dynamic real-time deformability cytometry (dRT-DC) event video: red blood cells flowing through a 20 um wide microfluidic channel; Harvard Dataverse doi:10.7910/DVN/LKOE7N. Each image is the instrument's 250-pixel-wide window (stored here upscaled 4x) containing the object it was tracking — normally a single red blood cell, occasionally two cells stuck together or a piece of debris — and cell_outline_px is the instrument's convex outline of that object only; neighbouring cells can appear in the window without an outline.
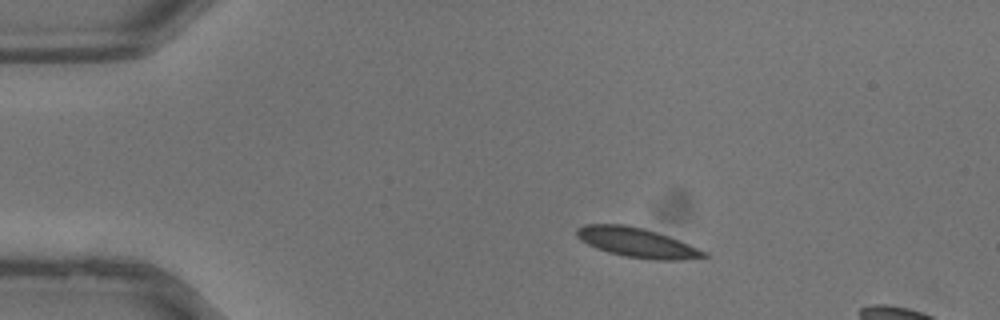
{"species": "common noctule bat (a hibernating species)", "species_latin": "Nyctalus noctula", "temperature_condition": "warm", "stored_images_in_passage": 6, "camera_frame_rate_fps": 3000, "um_per_image_px": 0.085, "animal": {"sex": "male", "body_mass_g": 13.3}, "frame": {"image": 1, "passage_image": 1, "time_ms": 0.0, "image_size_px": [1000, 320], "cell_outline_px": [[708, 256], [684, 260], [652, 260], [624, 256], [608, 252], [596, 248], [580, 240], [576, 236], [576, 228], [584, 224], [624, 224], [644, 228], [680, 240], [708, 252]], "centroid_in_image_um": [54.14, 20.62], "position_along_channel_um": 30.9, "area_um2": 22.08}}